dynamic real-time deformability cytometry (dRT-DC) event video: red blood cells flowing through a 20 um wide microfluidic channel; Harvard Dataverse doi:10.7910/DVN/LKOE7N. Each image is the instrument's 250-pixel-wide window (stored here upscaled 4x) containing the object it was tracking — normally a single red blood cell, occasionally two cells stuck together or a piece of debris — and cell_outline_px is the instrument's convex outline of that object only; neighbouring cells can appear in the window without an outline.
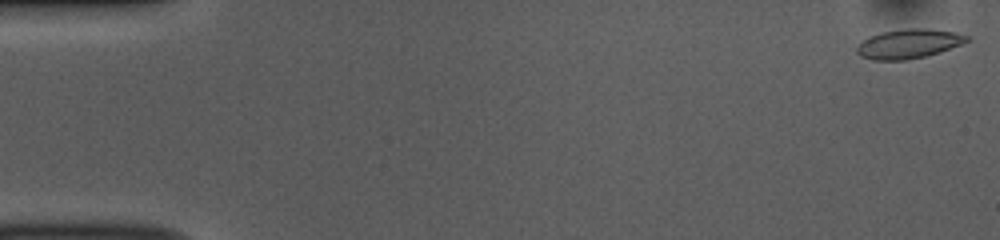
{"species": "common noctule bat (a hibernating species)", "species_latin": "Nyctalus noctula", "temperature_condition": "room temperature", "stored_images_in_passage": 51, "camera_frame_rate_fps": 3000, "um_per_image_px": 0.085, "animal": {"sex": "female", "body_mass_g": 10.0, "forearm_length_mm": 53.1}, "frame": {"image": 1, "passage_image": 1, "time_ms": 0.0, "image_size_px": [1000, 240], "cell_outline_px": [[972, 40], [940, 52], [928, 56], [908, 60], [872, 60], [860, 56], [856, 52], [856, 48], [868, 36], [880, 32], [904, 28], [928, 28], [956, 32], [968, 36]], "centroid_in_image_um": [77.25, 3.72], "position_along_channel_um": 7.7, "area_um2": 19.13}}
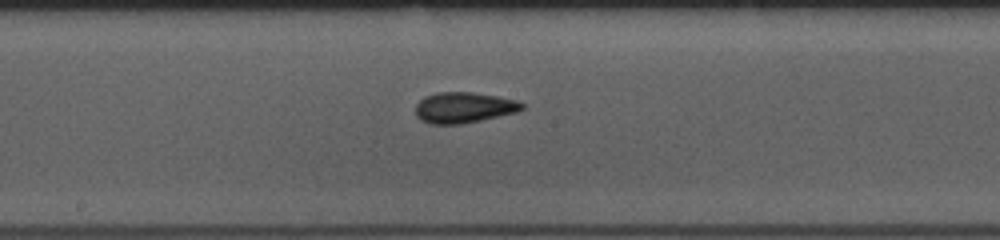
{"frame": {"image": 2, "passage_image": 27, "time_ms": 8.667, "image_size_px": [1000, 240], "cell_outline_px": [[524, 108], [516, 112], [480, 120], [460, 124], [432, 124], [420, 120], [416, 116], [416, 104], [424, 96], [436, 92], [472, 92], [496, 96], [516, 100], [524, 104]], "centroid_in_image_um": [39.39, 9.14], "position_along_channel_um": 208.8, "area_um2": 19.02}}
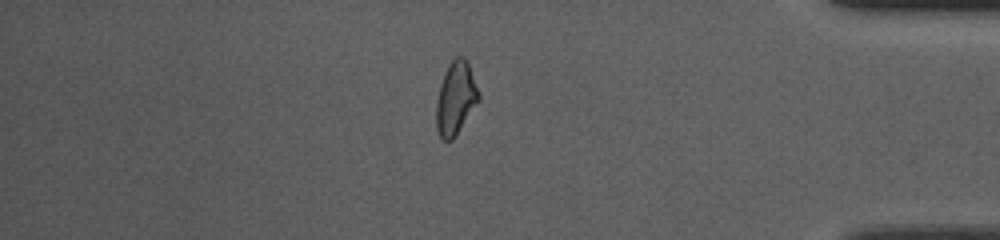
{"frame": {"image": 3, "passage_image": 44, "time_ms": 14.333, "image_size_px": [1000, 240], "cell_outline_px": [[480, 100], [456, 136], [452, 140], [444, 140], [440, 136], [436, 128], [436, 100], [440, 84], [444, 72], [448, 64], [456, 56], [464, 56], [468, 64], [480, 96]], "centroid_in_image_um": [38.72, 8.36], "position_along_channel_um": 396.5, "area_um2": 18.09}, "authors_computed_cell_mechanics": {"area_um2": 18.3226, "velocity_mm_per_s": 3.8746, "shape_relaxation_time_tau1_ms": 2.8406, "shape_relaxation_time_tau2_ms": 1.6783, "deformation_change_tau1": 0.1123, "deformation_change_tau2": 0.0817}}